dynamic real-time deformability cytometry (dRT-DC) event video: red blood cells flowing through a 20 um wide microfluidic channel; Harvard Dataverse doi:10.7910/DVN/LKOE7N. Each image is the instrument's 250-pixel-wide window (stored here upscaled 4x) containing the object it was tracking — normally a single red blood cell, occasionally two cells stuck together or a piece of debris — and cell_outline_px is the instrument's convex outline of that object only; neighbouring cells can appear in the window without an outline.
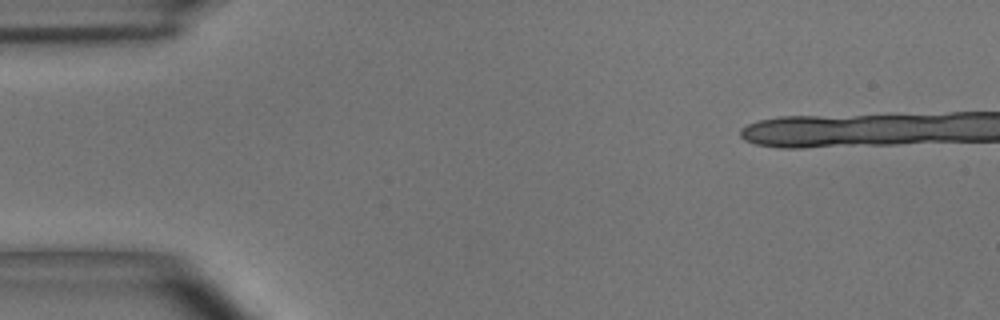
{"species": "common noctule bat (a hibernating species)", "species_latin": "Nyctalus noctula", "temperature_condition": "room temperature", "stored_images_in_passage": 3, "camera_frame_rate_fps": 3000, "um_per_image_px": 0.085, "animal": {"sex": "male", "body_mass_g": 15.6}, "frame": {"image": 1, "passage_image": 1, "time_ms": 0.0, "image_size_px": [1000, 320], "cell_outline_px": [[932, 136], [912, 140], [816, 144], [772, 144], [780, 120], [832, 120]], "centroid_in_image_um": [71.0, 11.3], "position_along_channel_um": 14.0, "area_um2": 19.02}}